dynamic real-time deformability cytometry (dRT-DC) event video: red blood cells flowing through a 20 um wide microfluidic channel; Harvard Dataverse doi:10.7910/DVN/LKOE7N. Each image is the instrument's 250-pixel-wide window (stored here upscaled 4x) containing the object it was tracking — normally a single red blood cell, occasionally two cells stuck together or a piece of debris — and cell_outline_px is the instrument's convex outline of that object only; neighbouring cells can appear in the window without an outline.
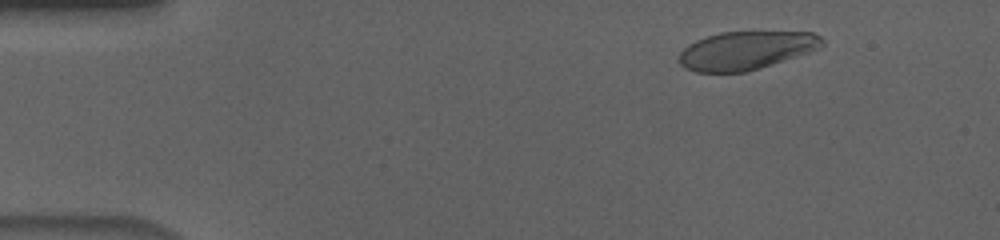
{"species": "human", "species_latin": "Homo sapiens", "temperature_condition": "cold", "stored_images_in_passage": 56, "camera_frame_rate_fps": 3000, "um_per_image_px": 0.085, "donor": {"sex": "male"}, "frame": {"image": 1, "passage_image": 7, "time_ms": 2.0, "image_size_px": [1000, 240], "cell_outline_px": [[824, 44], [820, 48], [760, 68], [744, 72], [696, 72], [684, 68], [676, 60], [680, 52], [688, 44], [696, 40], [720, 32], [812, 32], [820, 36], [824, 40]], "centroid_in_image_um": [63.37, 4.29], "position_along_channel_um": 21.6, "area_um2": 31.91}}
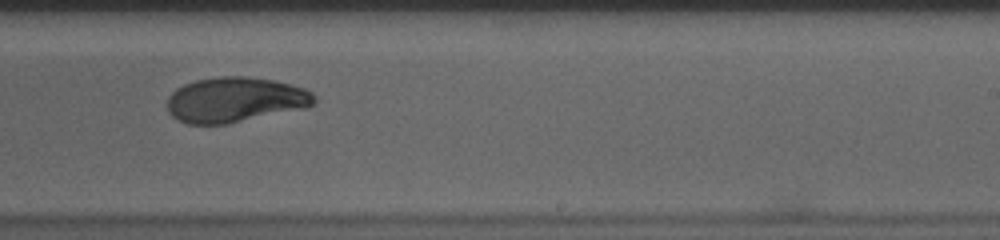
{"frame": {"image": 2, "passage_image": 35, "time_ms": 11.333, "image_size_px": [1000, 240], "cell_outline_px": [[316, 100], [308, 108], [228, 124], [188, 124], [176, 120], [168, 112], [168, 96], [176, 88], [184, 84], [196, 80], [216, 76], [248, 76], [272, 80], [304, 88], [312, 92], [316, 96]], "centroid_in_image_um": [19.99, 8.49], "position_along_channel_um": 269.0, "area_um2": 39.07}}
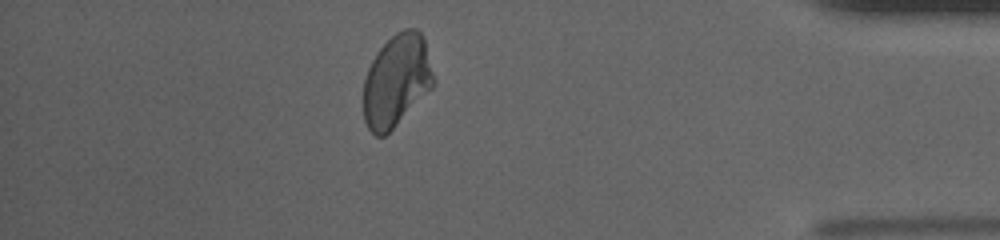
{"frame": {"image": 3, "passage_image": 49, "time_ms": 16.0, "image_size_px": [1000, 240], "cell_outline_px": [[436, 84], [384, 136], [376, 136], [368, 128], [364, 120], [364, 80], [368, 68], [372, 60], [380, 48], [396, 32], [404, 28], [416, 28], [420, 32], [424, 40], [436, 80]], "centroid_in_image_um": [33.72, 6.83], "position_along_channel_um": 401.5, "area_um2": 37.4}, "authors_computed_cell_mechanics": {"area_um2": 38.0613, "velocity_mm_per_s": 3.6493, "shape_relaxation_time_tau1_ms": 7.4313, "shape_relaxation_time_tau2_ms": 1.4217, "deformation_change_tau1": 0.196, "deformation_change_tau2": 0.0405}}